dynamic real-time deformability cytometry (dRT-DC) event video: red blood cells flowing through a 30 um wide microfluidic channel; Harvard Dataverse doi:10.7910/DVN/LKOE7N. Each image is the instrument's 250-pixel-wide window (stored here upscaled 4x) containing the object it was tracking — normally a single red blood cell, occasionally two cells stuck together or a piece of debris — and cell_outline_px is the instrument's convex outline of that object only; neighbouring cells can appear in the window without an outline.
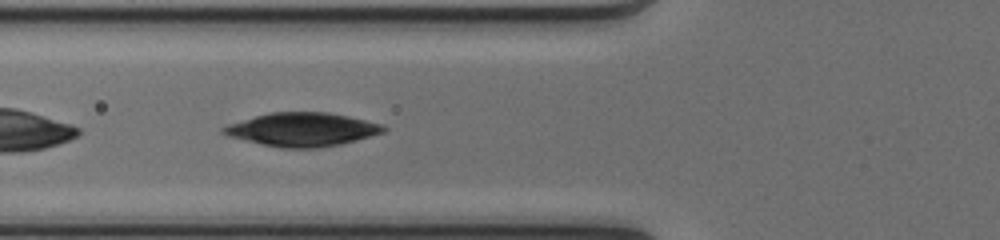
{"species": "common noctule bat (a hibernating species)", "species_latin": "Nyctalus noctula", "temperature_condition": "cold", "stored_images_in_passage": 38, "camera_frame_rate_fps": 3000, "um_per_image_px": 0.085, "animal": {"sex": "female", "body_mass_g": 17.0, "forearm_length_mm": 48.0}, "frame": {"image": 1, "passage_image": 11, "time_ms": 3.333, "image_size_px": [1000, 240], "cell_outline_px": [[388, 128], [384, 132], [356, 140], [340, 144], [316, 148], [280, 148], [260, 144], [228, 136], [220, 132], [220, 128], [228, 124], [256, 116], [272, 112], [328, 112], [348, 116], [384, 124]], "centroid_in_image_um": [25.69, 11.01], "position_along_channel_um": 100.1, "area_um2": 31.33}}
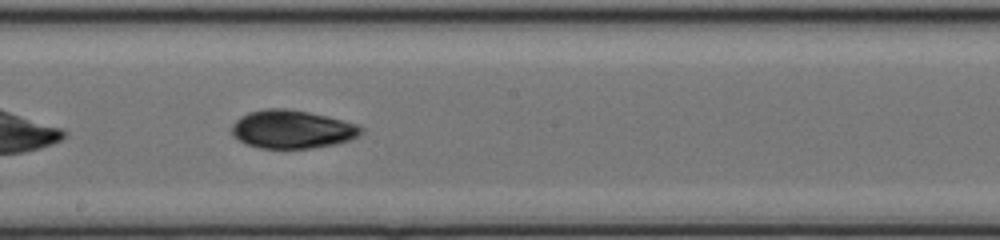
{"frame": {"image": 2, "passage_image": 20, "time_ms": 6.333, "image_size_px": [1000, 240], "cell_outline_px": [[364, 132], [348, 140], [332, 144], [312, 148], [260, 148], [248, 144], [232, 136], [232, 124], [240, 116], [248, 112], [264, 108], [284, 108], [308, 112], [356, 124], [364, 128]], "centroid_in_image_um": [24.78, 10.98], "position_along_channel_um": 223.4, "area_um2": 28.55}}
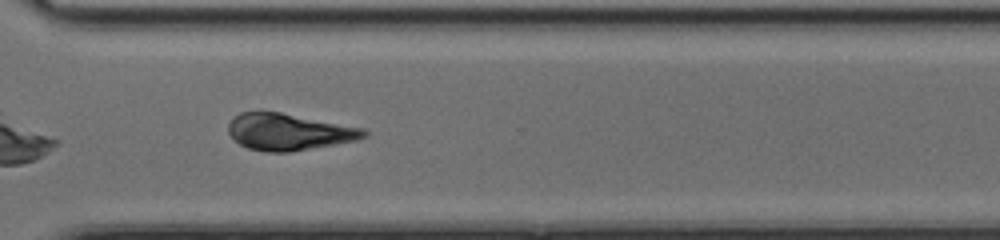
{"frame": {"image": 3, "passage_image": 29, "time_ms": 9.333, "image_size_px": [1000, 240], "cell_outline_px": [[368, 136], [356, 140], [288, 152], [264, 152], [248, 148], [240, 144], [228, 132], [228, 124], [240, 112], [260, 108], [364, 128], [368, 132]], "centroid_in_image_um": [24.51, 11.17], "position_along_channel_um": 346.1, "area_um2": 29.25}, "authors_computed_cell_mechanics": {"area_um2": 29.9404, "velocity_mm_per_s": 4.1033, "shape_relaxation_time_tau1_ms": 2.0598, "shape_relaxation_time_tau2_ms": null, "deformation_change_tau1": 0.1147, "deformation_change_tau2": null}}